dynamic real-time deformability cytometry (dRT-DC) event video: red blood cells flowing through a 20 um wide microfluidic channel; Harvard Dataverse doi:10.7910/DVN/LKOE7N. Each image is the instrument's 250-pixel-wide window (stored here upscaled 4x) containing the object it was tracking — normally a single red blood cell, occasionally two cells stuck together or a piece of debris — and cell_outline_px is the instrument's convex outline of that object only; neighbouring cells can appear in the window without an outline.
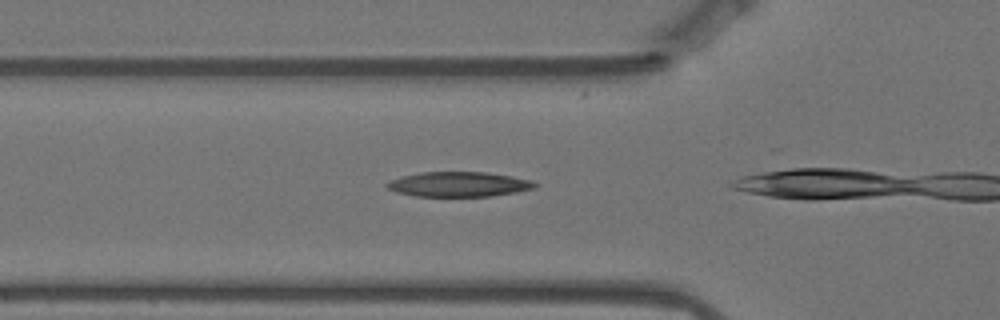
{"species": "Egyptian fruit bat (a non-hibernating species)", "species_latin": "Rousettus aegyptiacus", "temperature_condition": "warm", "stored_images_in_passage": 6, "camera_frame_rate_fps": 3000, "um_per_image_px": 0.085, "animal": {"sex": "female"}, "frame": {"image": 1, "passage_image": 4, "time_ms": 1.0, "image_size_px": [1000, 320], "cell_outline_px": [[540, 184], [536, 188], [516, 192], [488, 196], [412, 196], [396, 192], [388, 188], [384, 184], [388, 180], [420, 172], [484, 172], [512, 176], [532, 180]], "centroid_in_image_um": [39.0, 15.66], "position_along_channel_um": 86.8, "area_um2": 21.56}}